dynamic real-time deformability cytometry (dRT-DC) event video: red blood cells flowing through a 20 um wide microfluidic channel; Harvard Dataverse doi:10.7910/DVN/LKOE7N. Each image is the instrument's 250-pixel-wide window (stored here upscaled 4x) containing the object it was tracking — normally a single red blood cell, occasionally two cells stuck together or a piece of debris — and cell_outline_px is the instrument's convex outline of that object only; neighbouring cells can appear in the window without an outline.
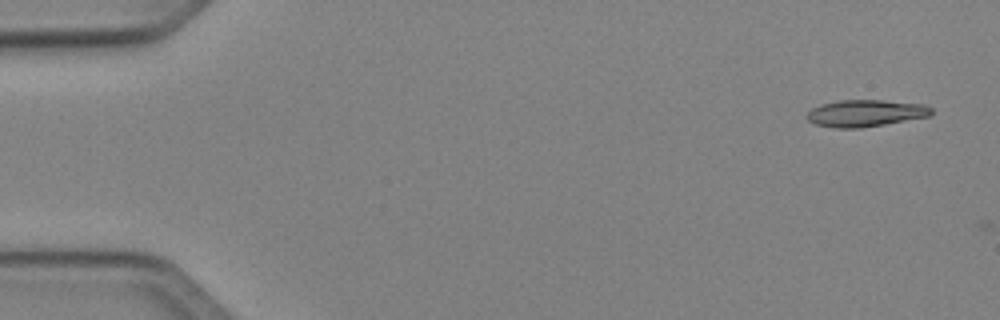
{"species": "Egyptian fruit bat (a non-hibernating species)", "species_latin": "Rousettus aegyptiacus", "temperature_condition": "cold", "stored_images_in_passage": 2, "camera_frame_rate_fps": 3000, "um_per_image_px": 0.085, "animal": {"sex": "female"}, "frame": {"image": 1, "passage_image": 1, "time_ms": 0.0, "image_size_px": [1000, 320], "cell_outline_px": [[932, 112], [928, 116], [884, 124], [860, 128], [836, 128], [816, 124], [808, 120], [804, 116], [812, 108], [820, 104], [840, 100], [884, 100], [924, 104], [932, 108]], "centroid_in_image_um": [73.53, 9.61], "position_along_channel_um": 11.5, "area_um2": 19.42}}